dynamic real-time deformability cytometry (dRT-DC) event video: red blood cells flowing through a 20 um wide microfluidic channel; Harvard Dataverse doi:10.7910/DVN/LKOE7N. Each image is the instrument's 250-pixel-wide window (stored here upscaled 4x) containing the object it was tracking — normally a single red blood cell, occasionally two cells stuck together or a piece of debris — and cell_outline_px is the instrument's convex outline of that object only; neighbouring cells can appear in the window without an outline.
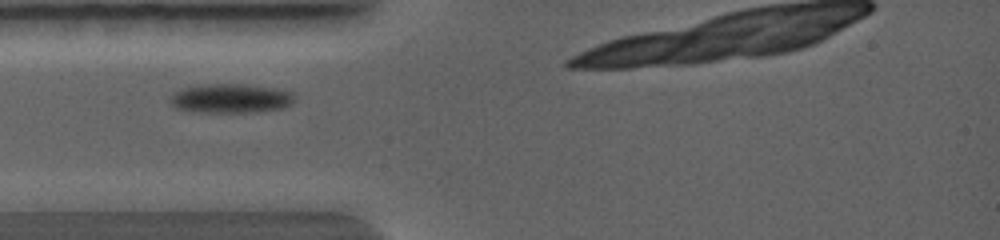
{"species": "common noctule bat (a hibernating species)", "species_latin": "Nyctalus noctula", "temperature_condition": "warm", "stored_images_in_passage": 45, "camera_frame_rate_fps": 5000, "um_per_image_px": 0.085, "animal": {"sex": "female", "body_mass_g": 19.0, "forearm_length_mm": 56.7}, "frame": {"image": 1, "passage_image": 1, "time_ms": 0.0, "image_size_px": [1000, 240], "cell_outline_px": [[296, 100], [292, 104], [280, 108], [232, 112], [208, 112], [176, 108], [168, 100], [172, 92], [180, 88], [200, 84], [244, 84], [276, 88], [292, 92], [296, 96]], "centroid_in_image_um": [19.58, 8.33], "position_along_channel_um": 65.4, "area_um2": 21.04}}
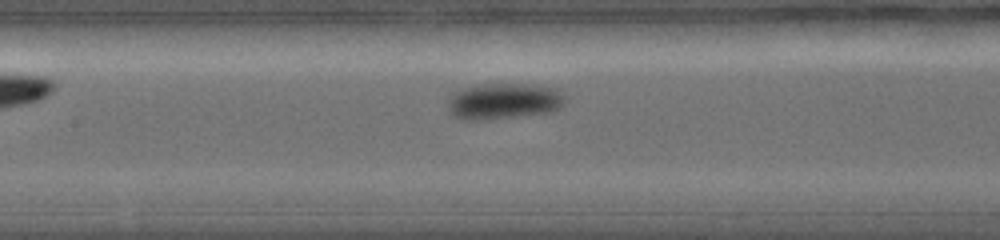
{"frame": {"image": 2, "passage_image": 16, "time_ms": 1.8, "image_size_px": [1000, 240], "cell_outline_px": [[564, 104], [560, 108], [548, 112], [512, 116], [456, 116], [448, 108], [448, 100], [452, 92], [460, 88], [480, 84], [524, 84], [560, 88], [564, 96]], "centroid_in_image_um": [42.9, 8.51], "position_along_channel_um": 164.5, "area_um2": 23.52}}
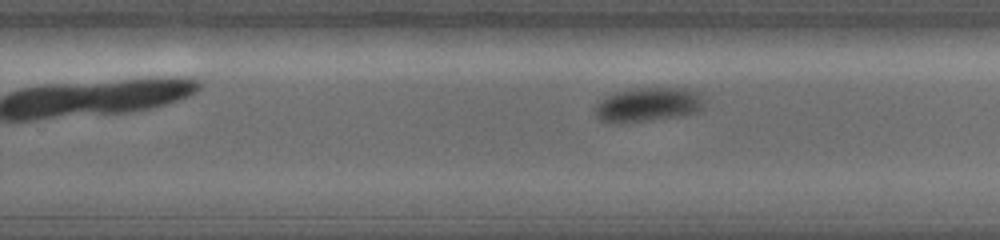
{"frame": {"image": 3, "passage_image": 33, "time_ms": 3.8, "image_size_px": [1000, 240], "cell_outline_px": [[704, 108], [696, 112], [640, 120], [604, 120], [596, 112], [596, 104], [600, 100], [616, 92], [636, 88], [688, 88], [704, 92]], "centroid_in_image_um": [55.24, 8.8], "position_along_channel_um": 274.6, "area_um2": 20.69}}